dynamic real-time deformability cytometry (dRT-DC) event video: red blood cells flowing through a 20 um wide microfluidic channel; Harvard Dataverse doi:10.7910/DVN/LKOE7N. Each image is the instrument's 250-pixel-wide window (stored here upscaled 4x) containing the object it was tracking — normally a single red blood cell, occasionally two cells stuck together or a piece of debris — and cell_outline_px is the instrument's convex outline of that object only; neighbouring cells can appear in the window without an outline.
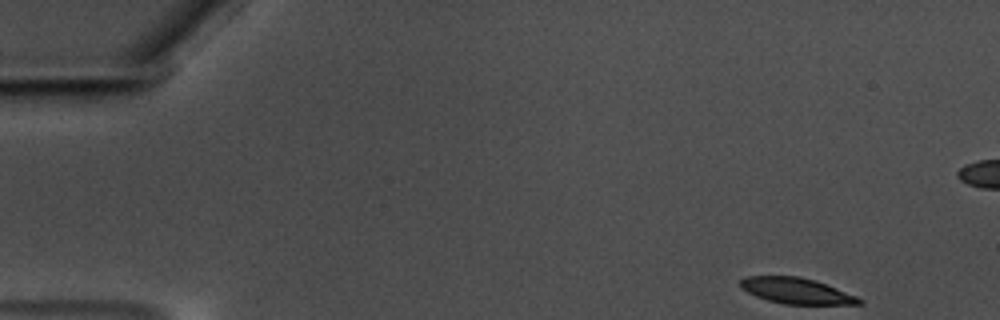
{"species": "common noctule bat (a hibernating species)", "species_latin": "Nyctalus noctula", "temperature_condition": "warm", "stored_images_in_passage": 55, "camera_frame_rate_fps": 3000, "um_per_image_px": 0.085, "animal": {"sex": "male", "body_mass_g": 17.5, "forearm_length_mm": 52.3}, "frame": {"image": 1, "passage_image": 1, "time_ms": 0.0, "image_size_px": [1000, 320], "cell_outline_px": [[864, 304], [784, 304], [768, 300], [756, 296], [740, 288], [740, 280], [744, 276], [800, 276], [816, 280], [856, 296], [864, 300]], "centroid_in_image_um": [67.69, 24.71], "position_along_channel_um": 17.3, "area_um2": 17.92}}
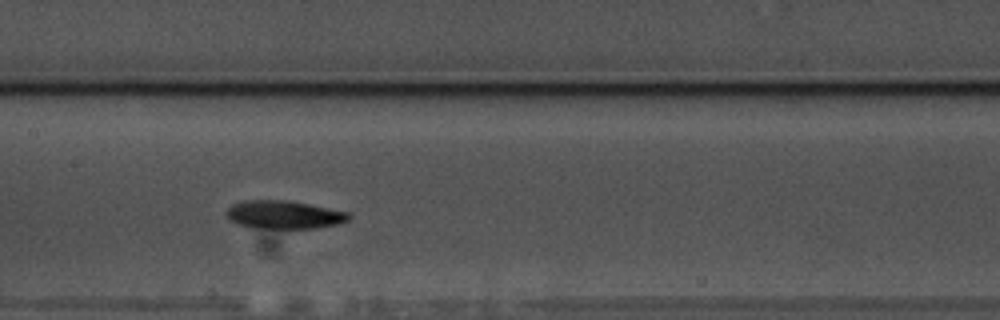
{"frame": {"image": 2, "passage_image": 25, "time_ms": 8.0, "image_size_px": [1000, 320], "cell_outline_px": [[352, 216], [348, 220], [340, 224], [316, 228], [260, 228], [236, 224], [228, 220], [224, 216], [224, 212], [232, 204], [244, 200], [284, 200], [308, 204], [348, 212]], "centroid_in_image_um": [24.09, 18.25], "position_along_channel_um": 183.3, "area_um2": 20.23}}
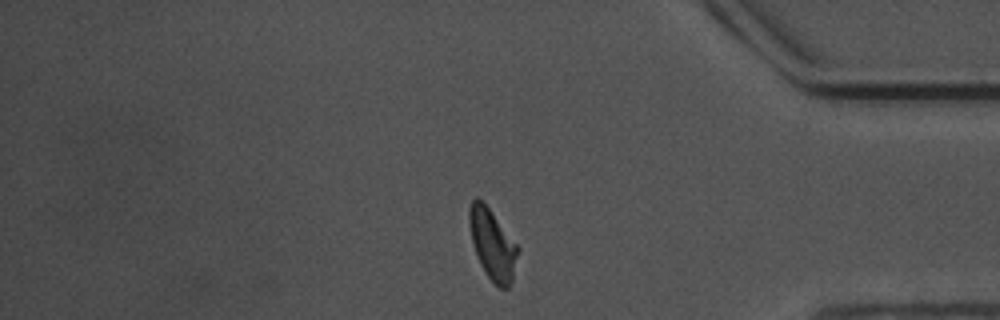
{"frame": {"image": 3, "passage_image": 45, "time_ms": 14.667, "image_size_px": [1000, 320], "cell_outline_px": [[520, 248], [512, 280], [508, 288], [500, 288], [488, 276], [476, 252], [472, 240], [468, 224], [468, 208], [472, 200], [476, 196], [488, 208]], "centroid_in_image_um": [41.86, 20.75], "position_along_channel_um": 393.3, "area_um2": 19.42}, "authors_computed_cell_mechanics": {"area_um2": 19.652, "velocity_mm_per_s": 3.4953, "shape_relaxation_time_tau1_ms": 2.7609, "shape_relaxation_time_tau2_ms": 6.3584, "deformation_change_tau1": 0.1239, "deformation_change_tau2": 0.1191}}